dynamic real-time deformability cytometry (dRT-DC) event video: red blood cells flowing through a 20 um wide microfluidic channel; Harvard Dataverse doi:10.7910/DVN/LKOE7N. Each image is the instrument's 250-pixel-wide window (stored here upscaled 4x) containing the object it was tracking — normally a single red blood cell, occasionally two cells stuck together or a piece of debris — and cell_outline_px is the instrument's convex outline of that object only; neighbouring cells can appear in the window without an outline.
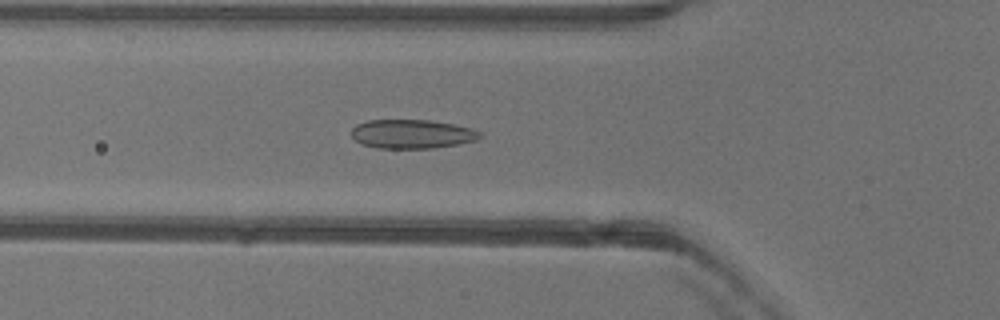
{"species": "common noctule bat (a hibernating species)", "species_latin": "Nyctalus noctula", "temperature_condition": "warm", "stored_images_in_passage": 51, "camera_frame_rate_fps": 3000, "um_per_image_px": 0.085, "animal": {"sex": "female"}, "frame": {"image": 1, "passage_image": 18, "time_ms": 5.667, "image_size_px": [1000, 320], "cell_outline_px": [[480, 136], [476, 140], [456, 144], [432, 148], [376, 148], [360, 144], [352, 136], [352, 128], [356, 124], [368, 120], [428, 120], [452, 124], [472, 128], [480, 132]], "centroid_in_image_um": [34.97, 11.39], "position_along_channel_um": 90.8, "area_um2": 21.56}}
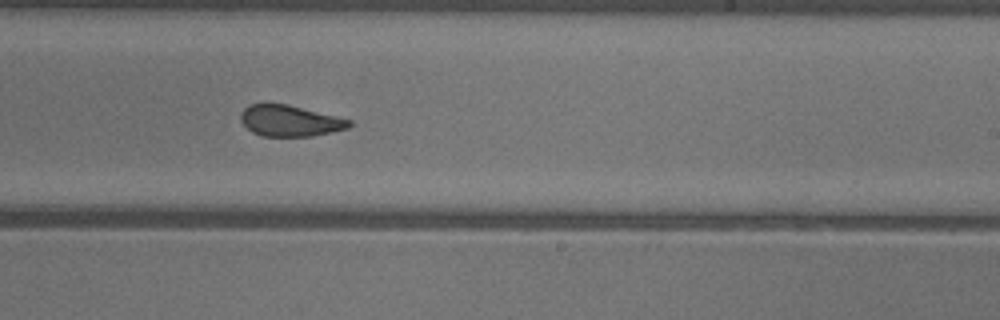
{"frame": {"image": 2, "passage_image": 31, "time_ms": 10.0, "image_size_px": [1000, 320], "cell_outline_px": [[352, 124], [348, 128], [332, 132], [312, 136], [264, 136], [252, 132], [240, 120], [240, 112], [248, 104], [264, 100], [288, 104], [352, 120]], "centroid_in_image_um": [24.59, 10.22], "position_along_channel_um": 264.4, "area_um2": 20.23}}
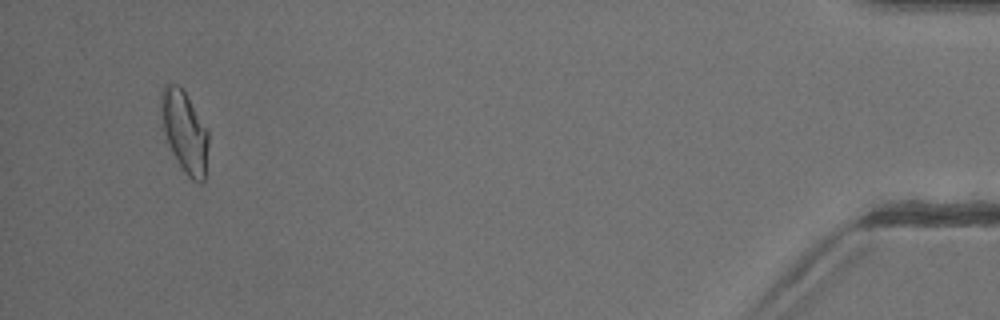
{"frame": {"image": 3, "passage_image": 49, "time_ms": 16.0, "image_size_px": [1000, 320], "cell_outline_px": [[208, 144], [204, 180], [200, 184], [192, 180], [180, 168], [172, 152], [164, 132], [160, 112], [160, 92], [164, 84], [176, 84], [184, 92], [208, 132]], "centroid_in_image_um": [15.66, 11.22], "position_along_channel_um": 419.5, "area_um2": 22.2}, "authors_computed_cell_mechanics": {"area_um2": 21.3282, "velocity_mm_per_s": 3.9986, "shape_relaxation_time_tau1_ms": 7.4876, "shape_relaxation_time_tau2_ms": 1.5768, "deformation_change_tau1": 0.1788, "deformation_change_tau2": 0.0677}}